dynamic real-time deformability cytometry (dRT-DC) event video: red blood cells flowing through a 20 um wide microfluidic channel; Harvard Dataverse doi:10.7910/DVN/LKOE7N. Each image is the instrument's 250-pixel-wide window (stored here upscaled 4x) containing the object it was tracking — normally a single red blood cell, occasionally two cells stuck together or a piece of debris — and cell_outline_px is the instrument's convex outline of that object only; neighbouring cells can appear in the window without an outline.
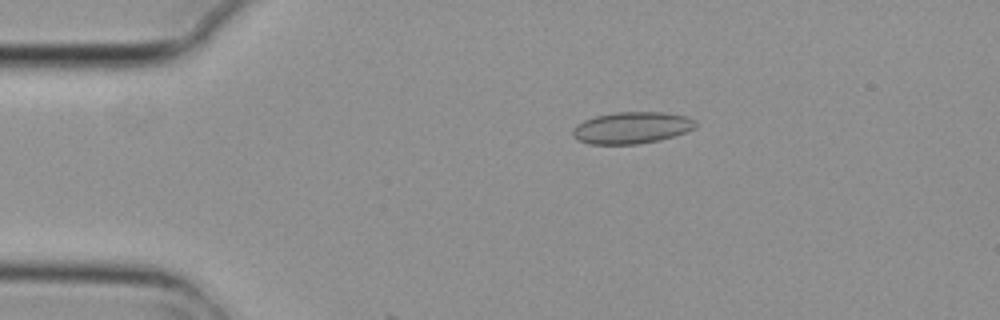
{"species": "common noctule bat (a hibernating species)", "species_latin": "Nyctalus noctula", "temperature_condition": "cold", "stored_images_in_passage": 2, "camera_frame_rate_fps": 3000, "um_per_image_px": 0.085, "animal": {"sex": "female", "body_mass_g": 29.2, "forearm_length_mm": 56.3}, "frame": {"image": 1, "passage_image": 1, "time_ms": 0.0, "image_size_px": [1000, 320], "cell_outline_px": [[696, 128], [660, 140], [636, 144], [588, 144], [572, 136], [572, 128], [576, 124], [584, 120], [596, 116], [616, 112], [664, 112], [684, 116], [696, 120]], "centroid_in_image_um": [53.67, 10.86], "position_along_channel_um": 31.3, "area_um2": 22.66}}